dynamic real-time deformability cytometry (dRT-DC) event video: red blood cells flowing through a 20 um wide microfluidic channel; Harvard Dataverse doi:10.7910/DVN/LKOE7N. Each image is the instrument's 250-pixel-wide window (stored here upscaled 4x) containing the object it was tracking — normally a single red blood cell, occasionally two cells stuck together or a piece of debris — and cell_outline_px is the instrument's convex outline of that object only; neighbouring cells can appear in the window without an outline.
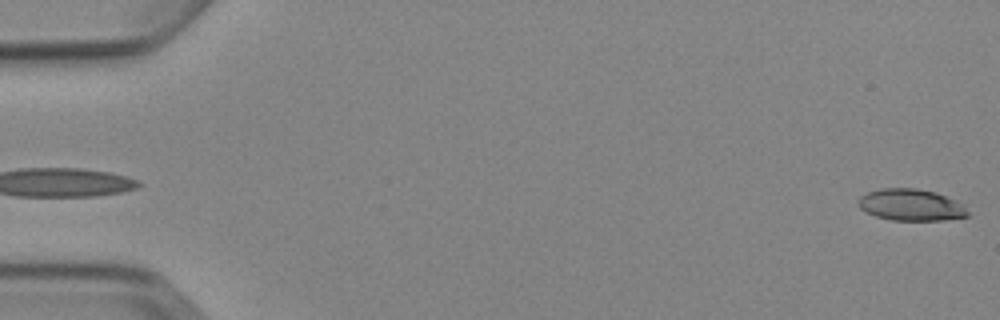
{"species": "Egyptian fruit bat (a non-hibernating species)", "species_latin": "Rousettus aegyptiacus", "temperature_condition": "cold", "stored_images_in_passage": 6, "camera_frame_rate_fps": 3000, "um_per_image_px": 0.085, "animal": {"sex": "female"}, "frame": {"image": 1, "passage_image": 1, "time_ms": 0.0, "image_size_px": [1000, 320], "cell_outline_px": [[968, 216], [944, 220], [892, 220], [876, 216], [860, 208], [860, 196], [868, 192], [880, 188], [916, 188], [936, 192], [956, 200], [964, 204], [968, 212]], "centroid_in_image_um": [77.48, 17.41], "position_along_channel_um": 7.5, "area_um2": 20.11}}
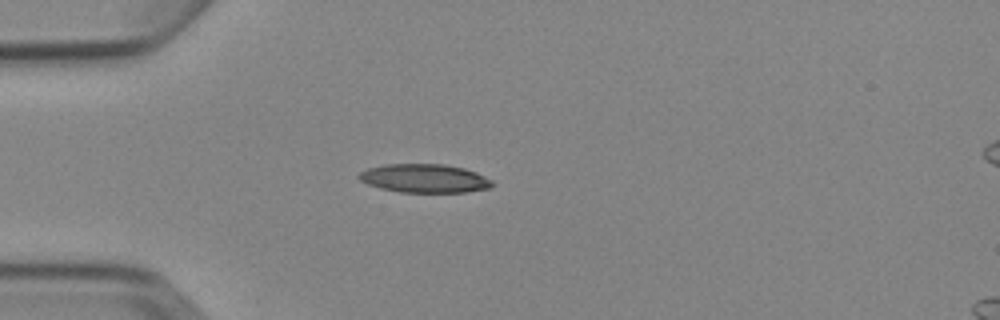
{"frame": {"image": 2, "passage_image": 5, "time_ms": 4.667, "image_size_px": [1000, 320], "cell_outline_px": [[496, 184], [492, 188], [468, 192], [400, 192], [380, 188], [368, 184], [360, 180], [356, 176], [360, 172], [368, 168], [384, 164], [444, 164], [464, 168], [476, 172], [492, 180]], "centroid_in_image_um": [36.11, 15.16], "position_along_channel_um": 48.9, "area_um2": 22.43}}